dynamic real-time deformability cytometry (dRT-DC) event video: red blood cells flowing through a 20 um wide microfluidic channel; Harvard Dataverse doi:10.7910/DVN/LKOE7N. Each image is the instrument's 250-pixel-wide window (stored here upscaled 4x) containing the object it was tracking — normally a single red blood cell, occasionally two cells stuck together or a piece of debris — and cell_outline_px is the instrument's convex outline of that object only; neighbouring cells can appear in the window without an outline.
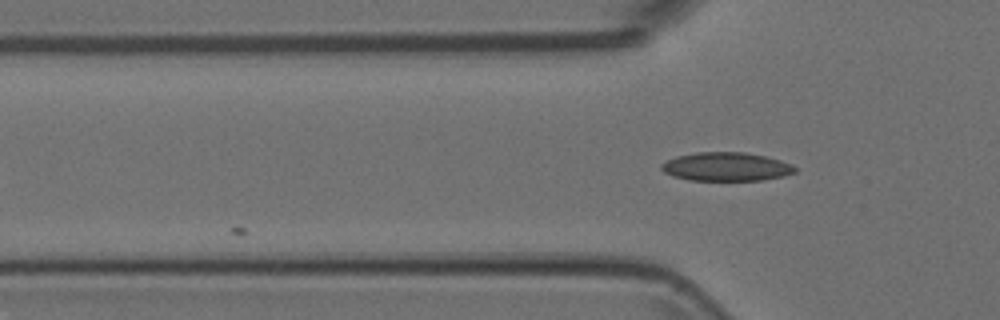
{"species": "Egyptian fruit bat (a non-hibernating species)", "species_latin": "Rousettus aegyptiacus", "temperature_condition": "room temperature", "stored_images_in_passage": 5, "camera_frame_rate_fps": 3000, "um_per_image_px": 0.085, "animal": {"sex": "female"}, "frame": {"image": 1, "passage_image": 5, "time_ms": 1.333, "image_size_px": [1000, 320], "cell_outline_px": [[796, 172], [784, 176], [764, 180], [688, 180], [672, 176], [664, 172], [660, 168], [660, 164], [676, 156], [696, 152], [744, 152], [764, 156], [780, 160], [792, 164], [796, 168]], "centroid_in_image_um": [61.72, 14.17], "position_along_channel_um": 64.1, "area_um2": 22.37}}